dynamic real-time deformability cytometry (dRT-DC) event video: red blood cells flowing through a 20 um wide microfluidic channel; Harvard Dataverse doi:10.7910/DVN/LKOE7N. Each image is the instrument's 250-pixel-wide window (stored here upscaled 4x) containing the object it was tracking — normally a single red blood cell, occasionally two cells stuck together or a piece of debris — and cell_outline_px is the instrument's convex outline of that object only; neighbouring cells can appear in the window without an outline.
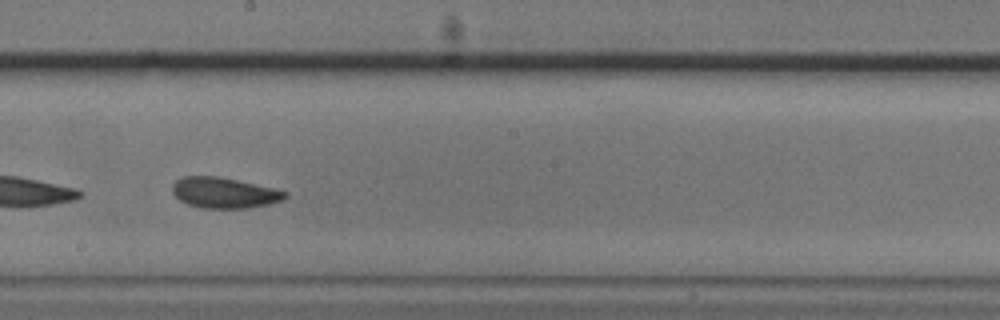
{"species": "common noctule bat (a hibernating species)", "species_latin": "Nyctalus noctula", "temperature_condition": "cold", "stored_images_in_passage": 51, "camera_frame_rate_fps": 3000, "um_per_image_px": 0.085, "animal": {"sex": "male", "body_mass_g": 20.5, "forearm_length_mm": 52.5}, "frame": {"image": 1, "passage_image": 27, "time_ms": 8.667, "image_size_px": [1000, 320], "cell_outline_px": [[288, 196], [284, 200], [268, 204], [248, 208], [204, 208], [188, 204], [180, 200], [172, 192], [172, 184], [176, 180], [184, 176], [216, 176], [236, 180], [272, 188], [288, 192]], "centroid_in_image_um": [19.05, 16.39], "position_along_channel_um": 229.1, "area_um2": 20.0}}
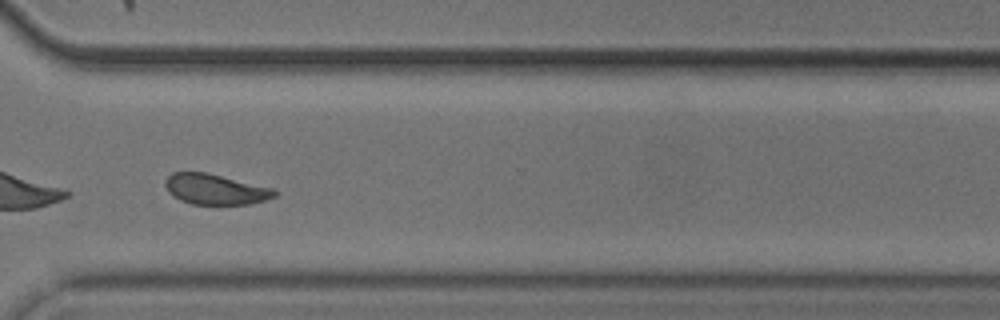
{"frame": {"image": 2, "passage_image": 37, "time_ms": 12.0, "image_size_px": [1000, 320], "cell_outline_px": [[276, 196], [264, 200], [248, 204], [192, 204], [180, 200], [172, 196], [168, 192], [164, 184], [164, 180], [172, 172], [208, 172], [272, 188], [276, 192]], "centroid_in_image_um": [18.25, 16.08], "position_along_channel_um": 352.4, "area_um2": 19.42}, "authors_computed_cell_mechanics": {"area_um2": 20.2878, "velocity_mm_per_s": 3.7066, "shape_relaxation_time_tau1_ms": 3.7971, "shape_relaxation_time_tau2_ms": 2.6626, "deformation_change_tau1": 0.1262, "deformation_change_tau2": 0.0765}}